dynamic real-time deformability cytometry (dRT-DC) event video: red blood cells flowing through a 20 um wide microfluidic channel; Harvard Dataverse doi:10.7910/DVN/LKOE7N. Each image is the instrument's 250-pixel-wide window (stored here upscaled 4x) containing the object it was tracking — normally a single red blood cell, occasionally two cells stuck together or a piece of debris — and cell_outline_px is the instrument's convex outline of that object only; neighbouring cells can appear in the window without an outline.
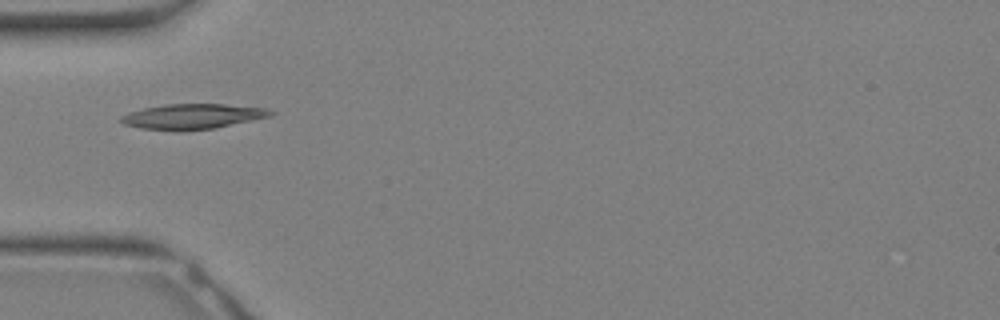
{"species": "Egyptian fruit bat (a non-hibernating species)", "species_latin": "Rousettus aegyptiacus", "temperature_condition": "warm", "stored_images_in_passage": 23, "camera_frame_rate_fps": 3000, "um_per_image_px": 0.085, "animal": {"sex": "female"}, "frame": {"image": 1, "passage_image": 1, "time_ms": 0.0, "image_size_px": [1000, 320], "cell_outline_px": [[276, 112], [272, 116], [216, 128], [180, 132], [140, 128], [124, 124], [120, 120], [120, 116], [128, 112], [144, 108], [164, 104], [224, 104], [264, 108]], "centroid_in_image_um": [16.35, 9.91], "position_along_channel_um": 68.6, "area_um2": 22.25}}
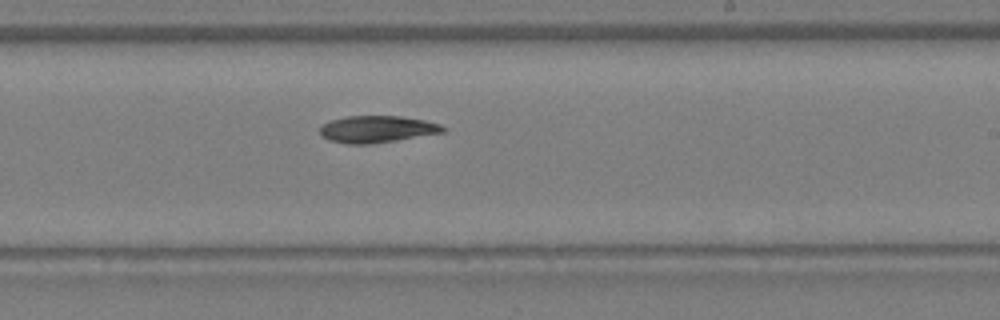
{"frame": {"image": 2, "passage_image": 10, "time_ms": 3.0, "image_size_px": [1000, 320], "cell_outline_px": [[448, 128], [444, 132], [372, 144], [348, 144], [328, 140], [320, 136], [320, 124], [332, 120], [348, 116], [400, 116], [424, 120], [440, 124]], "centroid_in_image_um": [32.02, 10.98], "position_along_channel_um": 257.0, "area_um2": 19.36}}
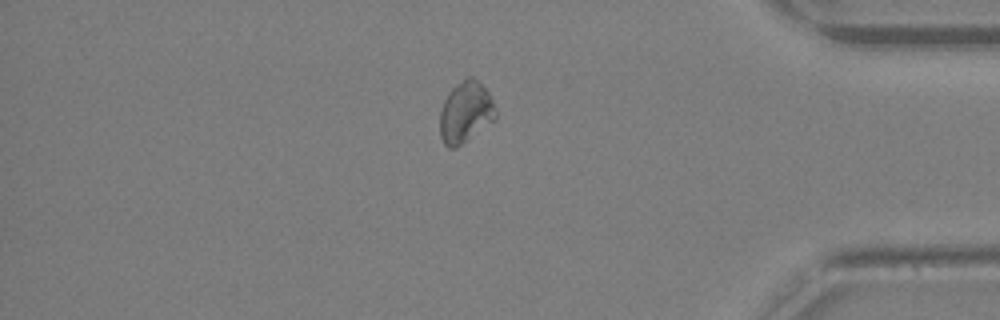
{"frame": {"image": 3, "passage_image": 18, "time_ms": 5.667, "image_size_px": [1000, 320], "cell_outline_px": [[496, 120], [456, 148], [448, 148], [444, 144], [440, 136], [440, 108], [448, 92], [456, 84], [468, 76], [472, 76], [488, 92], [492, 100], [496, 112]], "centroid_in_image_um": [39.56, 9.56], "position_along_channel_um": 395.6, "area_um2": 20.0}}